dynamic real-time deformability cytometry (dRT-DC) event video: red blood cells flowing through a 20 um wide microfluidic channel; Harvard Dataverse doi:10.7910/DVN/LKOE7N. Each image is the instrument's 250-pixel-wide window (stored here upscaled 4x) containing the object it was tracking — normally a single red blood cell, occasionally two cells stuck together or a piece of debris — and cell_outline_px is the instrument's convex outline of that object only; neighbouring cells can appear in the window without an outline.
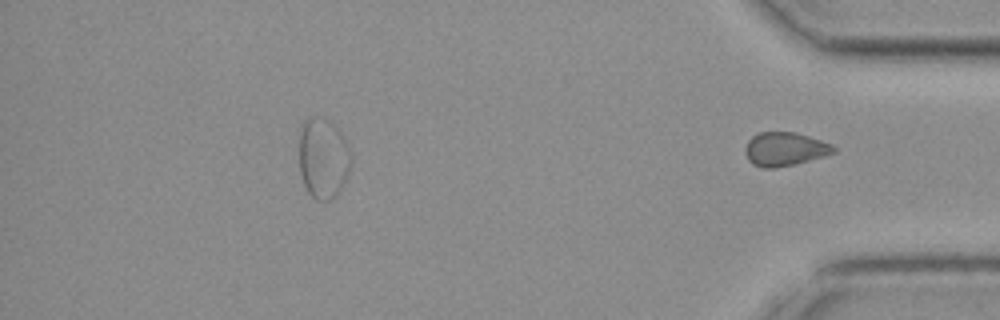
{"species": "common noctule bat (a hibernating species)", "species_latin": "Nyctalus noctula", "temperature_condition": "cold", "stored_images_in_passage": 31, "segment_of_instrument_passage": [2, 2], "camera_frame_rate_fps": 3000, "um_per_image_px": 0.085, "animal": {"sex": "female", "body_mass_g": 19.3, "forearm_length_mm": 54.1}, "frame": {"image": 1, "passage_image": 31, "time_ms": 10.0, "image_size_px": [1000, 320], "cell_outline_px": [[836, 152], [824, 156], [776, 168], [764, 168], [752, 164], [748, 160], [744, 152], [744, 148], [748, 140], [752, 136], [760, 132], [796, 132], [832, 144], [836, 148]], "centroid_in_image_um": [66.68, 12.67], "position_along_channel_um": 368.5, "area_um2": 17.34}}